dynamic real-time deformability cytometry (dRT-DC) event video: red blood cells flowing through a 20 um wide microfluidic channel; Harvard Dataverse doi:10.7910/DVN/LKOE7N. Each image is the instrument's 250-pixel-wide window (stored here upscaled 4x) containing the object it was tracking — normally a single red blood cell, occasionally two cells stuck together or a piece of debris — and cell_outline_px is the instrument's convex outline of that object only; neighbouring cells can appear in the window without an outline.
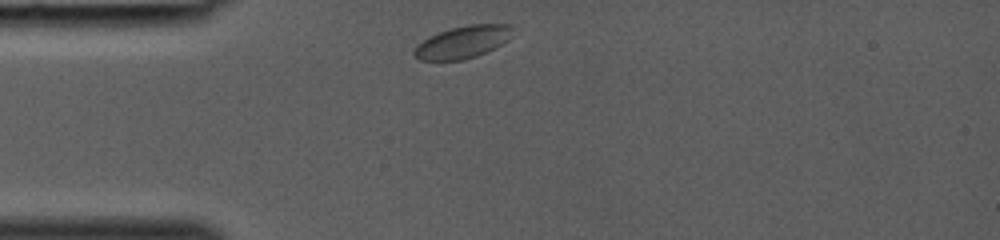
{"species": "common noctule bat (a hibernating species)", "species_latin": "Nyctalus noctula", "temperature_condition": "room temperature", "stored_images_in_passage": 25, "camera_frame_rate_fps": 3000, "um_per_image_px": 0.085, "animal": {"sex": "female", "body_mass_g": 19.0, "forearm_length_mm": 53.3}, "frame": {"image": 1, "passage_image": 1, "time_ms": 0.0, "image_size_px": [1000, 240], "cell_outline_px": [[512, 28], [508, 40], [476, 56], [464, 60], [420, 60], [412, 56], [412, 52], [416, 44], [428, 36], [452, 28], [468, 24], [512, 24]], "centroid_in_image_um": [39.26, 3.58], "position_along_channel_um": 45.7, "area_um2": 18.5}}
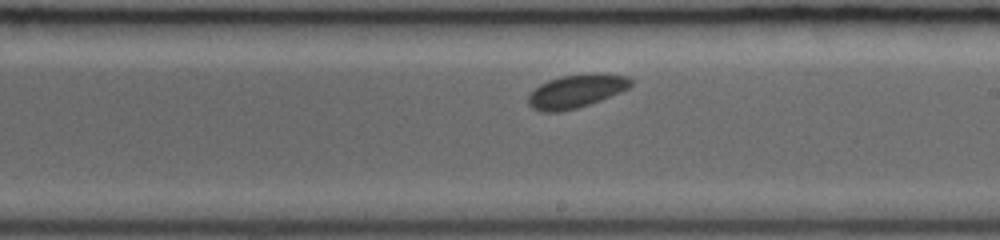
{"frame": {"image": 2, "passage_image": 14, "time_ms": 4.333, "image_size_px": [1000, 240], "cell_outline_px": [[632, 84], [628, 88], [620, 92], [600, 100], [576, 108], [560, 112], [540, 112], [532, 108], [528, 104], [528, 96], [540, 84], [548, 80], [560, 76], [628, 76], [632, 80]], "centroid_in_image_um": [48.89, 7.81], "position_along_channel_um": 240.1, "area_um2": 19.02}}
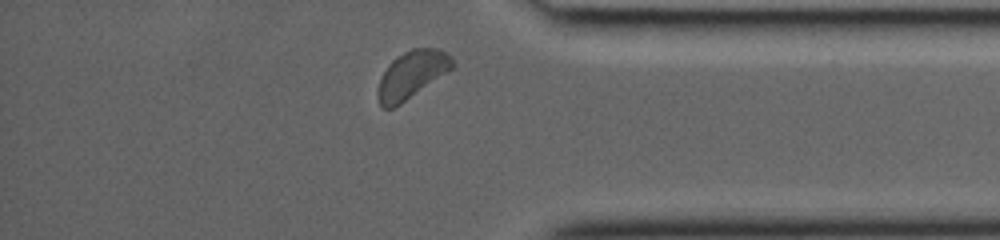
{"frame": {"image": 3, "passage_image": 24, "time_ms": 7.667, "image_size_px": [1000, 240], "cell_outline_px": [[456, 64], [452, 68], [400, 104], [392, 108], [384, 108], [380, 104], [376, 92], [380, 80], [388, 64], [392, 60], [404, 52], [412, 48], [440, 48], [452, 56]], "centroid_in_image_um": [35.01, 6.32], "position_along_channel_um": 400.2, "area_um2": 20.35}}